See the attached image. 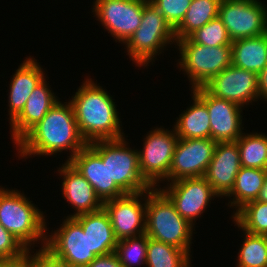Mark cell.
<instances>
[{
	"mask_svg": "<svg viewBox=\"0 0 267 267\" xmlns=\"http://www.w3.org/2000/svg\"><path fill=\"white\" fill-rule=\"evenodd\" d=\"M57 101L47 114L32 127L16 144L20 156L53 155L71 150L72 159L88 143L80 134L71 102Z\"/></svg>",
	"mask_w": 267,
	"mask_h": 267,
	"instance_id": "6da1fadb",
	"label": "cell"
},
{
	"mask_svg": "<svg viewBox=\"0 0 267 267\" xmlns=\"http://www.w3.org/2000/svg\"><path fill=\"white\" fill-rule=\"evenodd\" d=\"M70 102L80 134L88 144L123 138L115 102L91 79L81 85Z\"/></svg>",
	"mask_w": 267,
	"mask_h": 267,
	"instance_id": "7a4b0ae2",
	"label": "cell"
},
{
	"mask_svg": "<svg viewBox=\"0 0 267 267\" xmlns=\"http://www.w3.org/2000/svg\"><path fill=\"white\" fill-rule=\"evenodd\" d=\"M89 145L107 163L108 200L153 188L140 172L138 150L127 147L124 137L99 140Z\"/></svg>",
	"mask_w": 267,
	"mask_h": 267,
	"instance_id": "3957f363",
	"label": "cell"
},
{
	"mask_svg": "<svg viewBox=\"0 0 267 267\" xmlns=\"http://www.w3.org/2000/svg\"><path fill=\"white\" fill-rule=\"evenodd\" d=\"M145 234L176 246L190 255L193 226L175 209L170 199L156 187L147 190Z\"/></svg>",
	"mask_w": 267,
	"mask_h": 267,
	"instance_id": "277c9868",
	"label": "cell"
},
{
	"mask_svg": "<svg viewBox=\"0 0 267 267\" xmlns=\"http://www.w3.org/2000/svg\"><path fill=\"white\" fill-rule=\"evenodd\" d=\"M44 217L24 194L0 188V224L27 249L38 240L44 242L42 247L46 246Z\"/></svg>",
	"mask_w": 267,
	"mask_h": 267,
	"instance_id": "5b68a950",
	"label": "cell"
},
{
	"mask_svg": "<svg viewBox=\"0 0 267 267\" xmlns=\"http://www.w3.org/2000/svg\"><path fill=\"white\" fill-rule=\"evenodd\" d=\"M172 41L176 42L172 27L149 0H144L141 24L125 43L131 60L140 67L147 66L160 49Z\"/></svg>",
	"mask_w": 267,
	"mask_h": 267,
	"instance_id": "8992f818",
	"label": "cell"
},
{
	"mask_svg": "<svg viewBox=\"0 0 267 267\" xmlns=\"http://www.w3.org/2000/svg\"><path fill=\"white\" fill-rule=\"evenodd\" d=\"M181 54L179 67L187 73L192 89L204 87L215 75L232 65L231 46L208 47L188 37L176 40Z\"/></svg>",
	"mask_w": 267,
	"mask_h": 267,
	"instance_id": "52a82bcc",
	"label": "cell"
},
{
	"mask_svg": "<svg viewBox=\"0 0 267 267\" xmlns=\"http://www.w3.org/2000/svg\"><path fill=\"white\" fill-rule=\"evenodd\" d=\"M267 8L259 0H221L218 17L232 41L267 32Z\"/></svg>",
	"mask_w": 267,
	"mask_h": 267,
	"instance_id": "ba28073f",
	"label": "cell"
},
{
	"mask_svg": "<svg viewBox=\"0 0 267 267\" xmlns=\"http://www.w3.org/2000/svg\"><path fill=\"white\" fill-rule=\"evenodd\" d=\"M144 148L138 151L139 168L143 178L155 188L157 182L168 180L175 147L179 139L175 130L156 128L144 138ZM162 179V180H161Z\"/></svg>",
	"mask_w": 267,
	"mask_h": 267,
	"instance_id": "9c48e42d",
	"label": "cell"
},
{
	"mask_svg": "<svg viewBox=\"0 0 267 267\" xmlns=\"http://www.w3.org/2000/svg\"><path fill=\"white\" fill-rule=\"evenodd\" d=\"M95 16L111 35L126 43L141 24L144 0H96Z\"/></svg>",
	"mask_w": 267,
	"mask_h": 267,
	"instance_id": "30bf717a",
	"label": "cell"
},
{
	"mask_svg": "<svg viewBox=\"0 0 267 267\" xmlns=\"http://www.w3.org/2000/svg\"><path fill=\"white\" fill-rule=\"evenodd\" d=\"M49 236L45 247L69 267H86L96 257L90 251L87 233L74 218L67 217L60 229Z\"/></svg>",
	"mask_w": 267,
	"mask_h": 267,
	"instance_id": "8fae6325",
	"label": "cell"
},
{
	"mask_svg": "<svg viewBox=\"0 0 267 267\" xmlns=\"http://www.w3.org/2000/svg\"><path fill=\"white\" fill-rule=\"evenodd\" d=\"M217 143L211 138H179L175 147L168 182L202 177L213 158Z\"/></svg>",
	"mask_w": 267,
	"mask_h": 267,
	"instance_id": "7c38bea8",
	"label": "cell"
},
{
	"mask_svg": "<svg viewBox=\"0 0 267 267\" xmlns=\"http://www.w3.org/2000/svg\"><path fill=\"white\" fill-rule=\"evenodd\" d=\"M142 195L145 197L147 191L125 194L103 203L117 240L145 234L146 201L141 204Z\"/></svg>",
	"mask_w": 267,
	"mask_h": 267,
	"instance_id": "4fadbf2b",
	"label": "cell"
},
{
	"mask_svg": "<svg viewBox=\"0 0 267 267\" xmlns=\"http://www.w3.org/2000/svg\"><path fill=\"white\" fill-rule=\"evenodd\" d=\"M169 188L161 191L170 199L177 212L192 226L200 217L212 197H218L204 176L183 178L170 182Z\"/></svg>",
	"mask_w": 267,
	"mask_h": 267,
	"instance_id": "5bb4252c",
	"label": "cell"
},
{
	"mask_svg": "<svg viewBox=\"0 0 267 267\" xmlns=\"http://www.w3.org/2000/svg\"><path fill=\"white\" fill-rule=\"evenodd\" d=\"M193 93L207 106L210 117V138L217 142H234L242 135L241 106L216 98L204 87Z\"/></svg>",
	"mask_w": 267,
	"mask_h": 267,
	"instance_id": "9a60e30c",
	"label": "cell"
},
{
	"mask_svg": "<svg viewBox=\"0 0 267 267\" xmlns=\"http://www.w3.org/2000/svg\"><path fill=\"white\" fill-rule=\"evenodd\" d=\"M204 88L213 96L243 107L258 100V74L230 65L215 75Z\"/></svg>",
	"mask_w": 267,
	"mask_h": 267,
	"instance_id": "2e32d148",
	"label": "cell"
},
{
	"mask_svg": "<svg viewBox=\"0 0 267 267\" xmlns=\"http://www.w3.org/2000/svg\"><path fill=\"white\" fill-rule=\"evenodd\" d=\"M240 167L237 142H217L204 177L218 197L227 196L234 187Z\"/></svg>",
	"mask_w": 267,
	"mask_h": 267,
	"instance_id": "e0dca14e",
	"label": "cell"
},
{
	"mask_svg": "<svg viewBox=\"0 0 267 267\" xmlns=\"http://www.w3.org/2000/svg\"><path fill=\"white\" fill-rule=\"evenodd\" d=\"M59 168L63 175L62 190L65 199L76 209V213L68 216H76L98 211L103 208V202L97 196L92 185L69 163L65 162Z\"/></svg>",
	"mask_w": 267,
	"mask_h": 267,
	"instance_id": "ac0fdd59",
	"label": "cell"
},
{
	"mask_svg": "<svg viewBox=\"0 0 267 267\" xmlns=\"http://www.w3.org/2000/svg\"><path fill=\"white\" fill-rule=\"evenodd\" d=\"M45 79L32 91L22 111L12 120V139L16 144L32 127H34L58 101L51 92Z\"/></svg>",
	"mask_w": 267,
	"mask_h": 267,
	"instance_id": "d6986e66",
	"label": "cell"
},
{
	"mask_svg": "<svg viewBox=\"0 0 267 267\" xmlns=\"http://www.w3.org/2000/svg\"><path fill=\"white\" fill-rule=\"evenodd\" d=\"M26 59L16 70L10 83L8 98L11 121L22 111L36 86L45 79L44 72L36 60L30 57Z\"/></svg>",
	"mask_w": 267,
	"mask_h": 267,
	"instance_id": "ffe728a7",
	"label": "cell"
},
{
	"mask_svg": "<svg viewBox=\"0 0 267 267\" xmlns=\"http://www.w3.org/2000/svg\"><path fill=\"white\" fill-rule=\"evenodd\" d=\"M87 233L90 251L96 256L115 252L117 239L114 235L110 218L104 208L74 217Z\"/></svg>",
	"mask_w": 267,
	"mask_h": 267,
	"instance_id": "44dd1931",
	"label": "cell"
},
{
	"mask_svg": "<svg viewBox=\"0 0 267 267\" xmlns=\"http://www.w3.org/2000/svg\"><path fill=\"white\" fill-rule=\"evenodd\" d=\"M68 162L92 185L103 203L108 200L107 163L89 144Z\"/></svg>",
	"mask_w": 267,
	"mask_h": 267,
	"instance_id": "7402d4cb",
	"label": "cell"
},
{
	"mask_svg": "<svg viewBox=\"0 0 267 267\" xmlns=\"http://www.w3.org/2000/svg\"><path fill=\"white\" fill-rule=\"evenodd\" d=\"M231 56L232 65L258 74L267 65V32L232 41Z\"/></svg>",
	"mask_w": 267,
	"mask_h": 267,
	"instance_id": "603a6c76",
	"label": "cell"
},
{
	"mask_svg": "<svg viewBox=\"0 0 267 267\" xmlns=\"http://www.w3.org/2000/svg\"><path fill=\"white\" fill-rule=\"evenodd\" d=\"M193 105L180 114L174 130L179 138H210V117L207 106L193 93Z\"/></svg>",
	"mask_w": 267,
	"mask_h": 267,
	"instance_id": "cb8c5ba5",
	"label": "cell"
},
{
	"mask_svg": "<svg viewBox=\"0 0 267 267\" xmlns=\"http://www.w3.org/2000/svg\"><path fill=\"white\" fill-rule=\"evenodd\" d=\"M221 0H191L182 22L174 29L176 40L187 38L195 30L218 17Z\"/></svg>",
	"mask_w": 267,
	"mask_h": 267,
	"instance_id": "d4e9b609",
	"label": "cell"
},
{
	"mask_svg": "<svg viewBox=\"0 0 267 267\" xmlns=\"http://www.w3.org/2000/svg\"><path fill=\"white\" fill-rule=\"evenodd\" d=\"M267 175V170L240 167L233 189L227 195L235 196L231 206H237L236 212L248 202L256 200Z\"/></svg>",
	"mask_w": 267,
	"mask_h": 267,
	"instance_id": "484cf974",
	"label": "cell"
},
{
	"mask_svg": "<svg viewBox=\"0 0 267 267\" xmlns=\"http://www.w3.org/2000/svg\"><path fill=\"white\" fill-rule=\"evenodd\" d=\"M190 255L184 250L148 237L146 266L191 267Z\"/></svg>",
	"mask_w": 267,
	"mask_h": 267,
	"instance_id": "4316f807",
	"label": "cell"
},
{
	"mask_svg": "<svg viewBox=\"0 0 267 267\" xmlns=\"http://www.w3.org/2000/svg\"><path fill=\"white\" fill-rule=\"evenodd\" d=\"M236 142L242 167L267 170V135L242 133Z\"/></svg>",
	"mask_w": 267,
	"mask_h": 267,
	"instance_id": "83f0119b",
	"label": "cell"
},
{
	"mask_svg": "<svg viewBox=\"0 0 267 267\" xmlns=\"http://www.w3.org/2000/svg\"><path fill=\"white\" fill-rule=\"evenodd\" d=\"M232 217L243 231L267 236V203L255 200L248 202Z\"/></svg>",
	"mask_w": 267,
	"mask_h": 267,
	"instance_id": "f1b7e54d",
	"label": "cell"
},
{
	"mask_svg": "<svg viewBox=\"0 0 267 267\" xmlns=\"http://www.w3.org/2000/svg\"><path fill=\"white\" fill-rule=\"evenodd\" d=\"M245 236L238 254L237 267H267V236L246 231Z\"/></svg>",
	"mask_w": 267,
	"mask_h": 267,
	"instance_id": "f546056e",
	"label": "cell"
},
{
	"mask_svg": "<svg viewBox=\"0 0 267 267\" xmlns=\"http://www.w3.org/2000/svg\"><path fill=\"white\" fill-rule=\"evenodd\" d=\"M148 236L146 234L117 241L115 253L123 267L146 264Z\"/></svg>",
	"mask_w": 267,
	"mask_h": 267,
	"instance_id": "4dcf8cb0",
	"label": "cell"
},
{
	"mask_svg": "<svg viewBox=\"0 0 267 267\" xmlns=\"http://www.w3.org/2000/svg\"><path fill=\"white\" fill-rule=\"evenodd\" d=\"M188 38L193 43L208 47L231 46L232 44L227 29L219 17L214 18L203 27L195 30Z\"/></svg>",
	"mask_w": 267,
	"mask_h": 267,
	"instance_id": "1f68e13d",
	"label": "cell"
},
{
	"mask_svg": "<svg viewBox=\"0 0 267 267\" xmlns=\"http://www.w3.org/2000/svg\"><path fill=\"white\" fill-rule=\"evenodd\" d=\"M174 30L183 20L191 0H149Z\"/></svg>",
	"mask_w": 267,
	"mask_h": 267,
	"instance_id": "d6a6232c",
	"label": "cell"
},
{
	"mask_svg": "<svg viewBox=\"0 0 267 267\" xmlns=\"http://www.w3.org/2000/svg\"><path fill=\"white\" fill-rule=\"evenodd\" d=\"M27 248L0 224V259L22 255Z\"/></svg>",
	"mask_w": 267,
	"mask_h": 267,
	"instance_id": "836d02e7",
	"label": "cell"
},
{
	"mask_svg": "<svg viewBox=\"0 0 267 267\" xmlns=\"http://www.w3.org/2000/svg\"><path fill=\"white\" fill-rule=\"evenodd\" d=\"M40 249L36 254L29 255V267H69L48 248L41 247Z\"/></svg>",
	"mask_w": 267,
	"mask_h": 267,
	"instance_id": "e575fe53",
	"label": "cell"
},
{
	"mask_svg": "<svg viewBox=\"0 0 267 267\" xmlns=\"http://www.w3.org/2000/svg\"><path fill=\"white\" fill-rule=\"evenodd\" d=\"M86 267H123L115 252L96 256L95 259Z\"/></svg>",
	"mask_w": 267,
	"mask_h": 267,
	"instance_id": "d590c367",
	"label": "cell"
},
{
	"mask_svg": "<svg viewBox=\"0 0 267 267\" xmlns=\"http://www.w3.org/2000/svg\"><path fill=\"white\" fill-rule=\"evenodd\" d=\"M29 250L15 258L0 259V267H29Z\"/></svg>",
	"mask_w": 267,
	"mask_h": 267,
	"instance_id": "8d00e7d4",
	"label": "cell"
},
{
	"mask_svg": "<svg viewBox=\"0 0 267 267\" xmlns=\"http://www.w3.org/2000/svg\"><path fill=\"white\" fill-rule=\"evenodd\" d=\"M258 95L261 99H267V65L258 73Z\"/></svg>",
	"mask_w": 267,
	"mask_h": 267,
	"instance_id": "74e56055",
	"label": "cell"
},
{
	"mask_svg": "<svg viewBox=\"0 0 267 267\" xmlns=\"http://www.w3.org/2000/svg\"><path fill=\"white\" fill-rule=\"evenodd\" d=\"M255 201L267 203V175L263 183V187L261 188Z\"/></svg>",
	"mask_w": 267,
	"mask_h": 267,
	"instance_id": "f35d334b",
	"label": "cell"
}]
</instances>
